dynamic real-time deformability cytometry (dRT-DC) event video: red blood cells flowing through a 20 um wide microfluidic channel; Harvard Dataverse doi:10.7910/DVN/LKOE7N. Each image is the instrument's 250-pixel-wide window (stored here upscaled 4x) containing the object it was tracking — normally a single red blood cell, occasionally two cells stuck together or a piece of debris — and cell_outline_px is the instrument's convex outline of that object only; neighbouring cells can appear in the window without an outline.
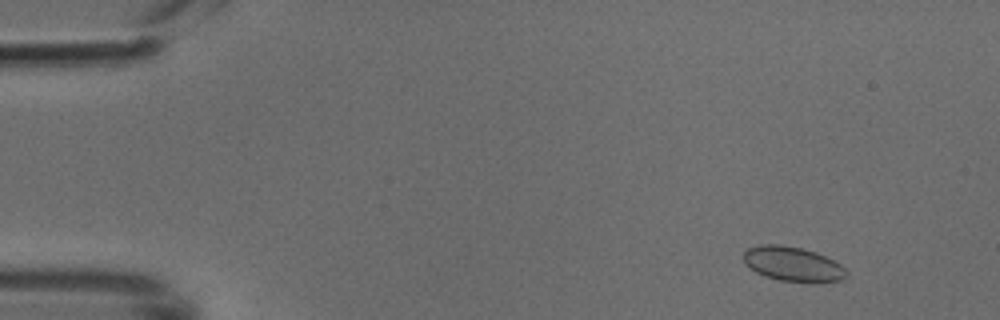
{"species": "common noctule bat (a hibernating species)", "species_latin": "Nyctalus noctula", "temperature_condition": "cold", "stored_images_in_passage": 51, "camera_frame_rate_fps": 3000, "um_per_image_px": 0.085, "animal": {"sex": "male", "body_mass_g": 18.8}, "frame": {"image": 1, "passage_image": 6, "time_ms": 1.667, "image_size_px": [1000, 320], "cell_outline_px": [[848, 276], [840, 280], [812, 284], [780, 280], [764, 276], [756, 272], [744, 264], [744, 252], [748, 248], [760, 244], [780, 244], [804, 248], [816, 252], [840, 264], [844, 268]], "centroid_in_image_um": [67.38, 22.45], "position_along_channel_um": 17.6, "area_um2": 21.1}}
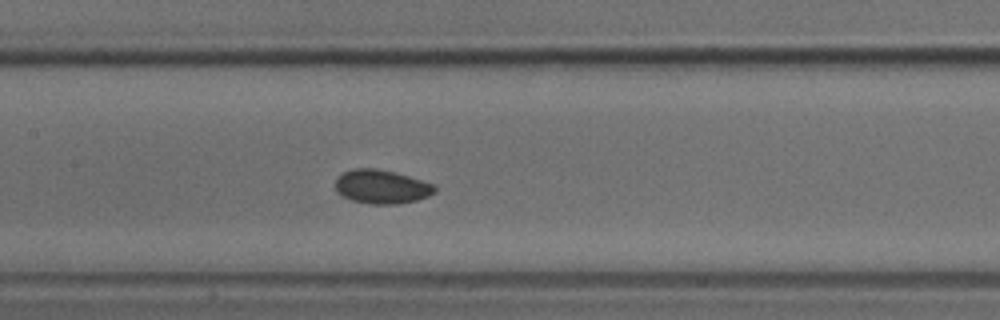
{"frame": {"image": 2, "passage_image": 25, "time_ms": 8.0, "image_size_px": [1000, 320], "cell_outline_px": [[436, 192], [428, 196], [416, 200], [396, 204], [368, 204], [352, 200], [340, 196], [336, 188], [336, 180], [344, 172], [352, 168], [376, 168], [396, 172], [432, 184], [436, 188]], "centroid_in_image_um": [32.42, 15.87], "position_along_channel_um": 175.0, "area_um2": 19.54}}
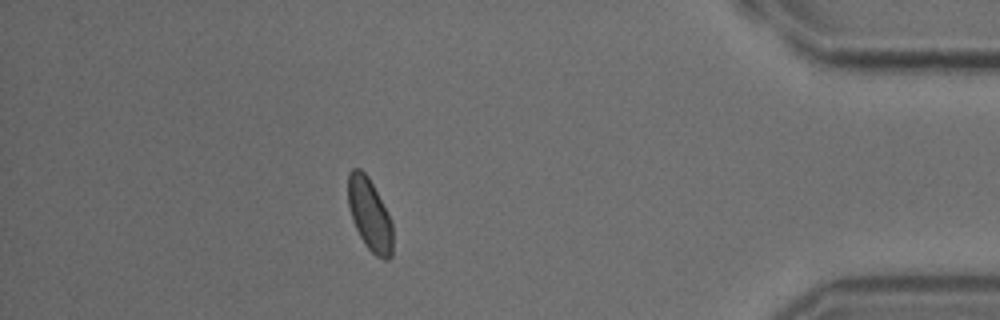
{"frame": {"image": 3, "passage_image": 45, "time_ms": 14.667, "image_size_px": [1000, 320], "cell_outline_px": [[392, 256], [388, 260], [384, 260], [376, 256], [364, 244], [352, 220], [348, 204], [348, 172], [352, 168], [360, 168], [368, 176], [392, 224]], "centroid_in_image_um": [31.4, 18.25], "position_along_channel_um": 403.8, "area_um2": 18.55}}